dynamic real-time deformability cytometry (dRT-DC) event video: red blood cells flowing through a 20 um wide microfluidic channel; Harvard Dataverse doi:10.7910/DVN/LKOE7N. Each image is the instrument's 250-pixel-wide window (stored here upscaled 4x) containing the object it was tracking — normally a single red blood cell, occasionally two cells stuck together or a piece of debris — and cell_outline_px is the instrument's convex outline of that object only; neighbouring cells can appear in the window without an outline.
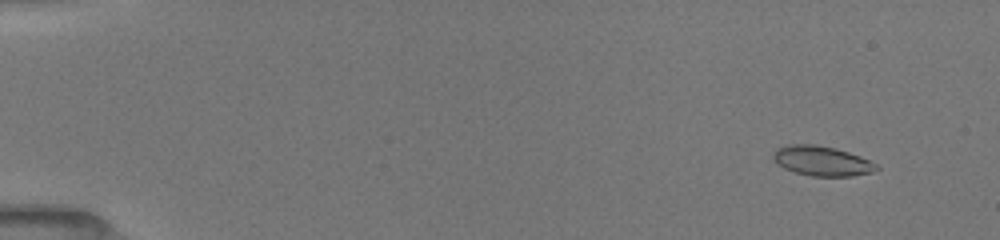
{"species": "common noctule bat (a hibernating species)", "species_latin": "Nyctalus noctula", "temperature_condition": "room temperature", "stored_images_in_passage": 29, "camera_frame_rate_fps": 3000, "um_per_image_px": 0.085, "animal": {"sex": "female", "body_mass_g": 19.5, "forearm_length_mm": 54.1}, "frame": {"image": 1, "passage_image": 2, "time_ms": 0.667, "image_size_px": [1000, 240], "cell_outline_px": [[880, 168], [872, 172], [852, 176], [812, 176], [792, 172], [776, 164], [772, 156], [776, 148], [788, 144], [816, 144], [836, 148], [860, 156], [880, 164]], "centroid_in_image_um": [69.86, 13.68], "position_along_channel_um": 15.1, "area_um2": 18.26}}
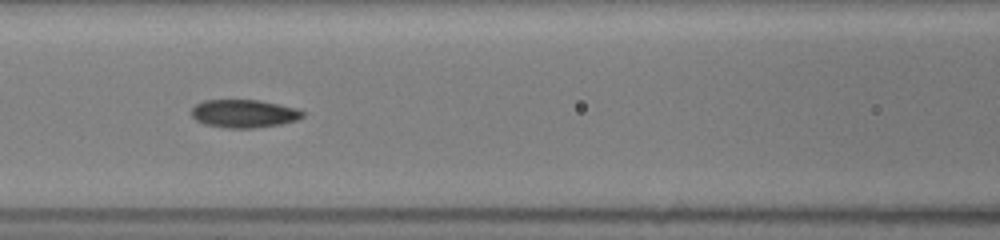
{"frame": {"image": 2, "passage_image": 17, "time_ms": 7.333, "image_size_px": [1000, 240], "cell_outline_px": [[304, 116], [296, 120], [280, 124], [252, 128], [228, 128], [204, 124], [196, 120], [192, 116], [192, 108], [196, 104], [204, 100], [260, 100], [300, 108], [304, 112]], "centroid_in_image_um": [20.76, 9.65], "position_along_channel_um": 145.8, "area_um2": 18.26}}
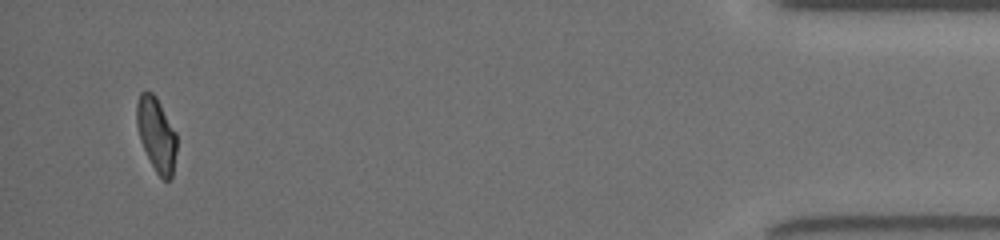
{"frame": {"image": 3, "passage_image": 29, "time_ms": 16.0, "image_size_px": [1000, 240], "cell_outline_px": [[176, 152], [172, 176], [168, 180], [164, 180], [156, 172], [140, 140], [136, 124], [136, 104], [140, 92], [144, 88], [152, 92], [156, 96], [176, 132]], "centroid_in_image_um": [13.28, 11.36], "position_along_channel_um": 421.9, "area_um2": 17.28}, "authors_computed_cell_mechanics": {"area_um2": 18.2648, "velocity_mm_per_s": 3.992, "shape_relaxation_time_tau1_ms": 7.2465, "shape_relaxation_time_tau2_ms": 2.6569, "deformation_change_tau1": 0.2273, "deformation_change_tau2": 0.0895}}